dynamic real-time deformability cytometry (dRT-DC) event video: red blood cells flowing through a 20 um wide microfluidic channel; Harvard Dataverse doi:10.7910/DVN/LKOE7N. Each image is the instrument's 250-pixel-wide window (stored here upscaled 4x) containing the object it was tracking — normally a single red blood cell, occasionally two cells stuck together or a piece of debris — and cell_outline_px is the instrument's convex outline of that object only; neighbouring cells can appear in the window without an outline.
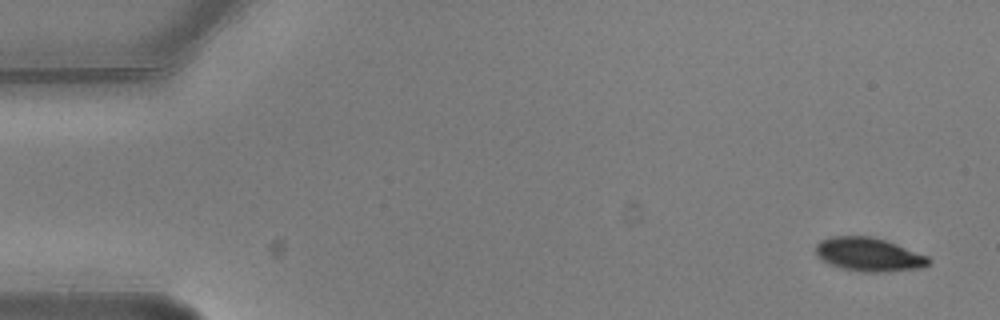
{"species": "common noctule bat (a hibernating species)", "species_latin": "Nyctalus noctula", "temperature_condition": "warm", "stored_images_in_passage": 5, "camera_frame_rate_fps": 3000, "um_per_image_px": 0.085, "animal": {"sex": "male", "body_mass_g": 20.5, "forearm_length_mm": 52.5}, "frame": {"image": 1, "passage_image": 1, "time_ms": 0.0, "image_size_px": [1000, 320], "cell_outline_px": [[932, 260], [928, 264], [920, 268], [888, 272], [860, 272], [840, 268], [816, 256], [816, 244], [820, 240], [832, 236], [872, 236], [896, 244], [928, 256]], "centroid_in_image_um": [73.85, 21.64], "position_along_channel_um": 11.2, "area_um2": 22.14}}
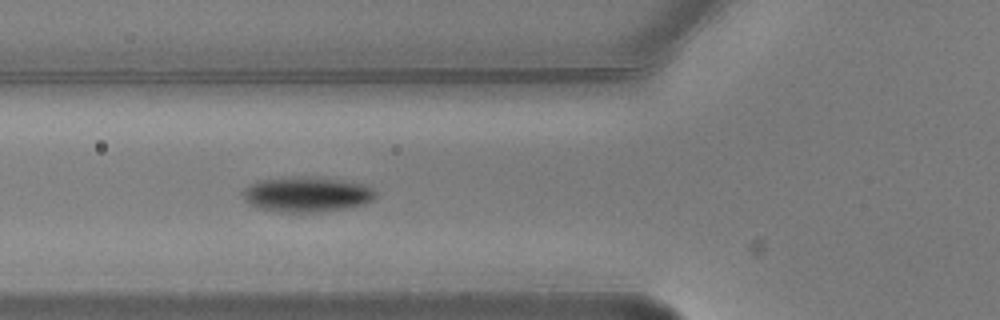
{"frame": {"image": 2, "passage_image": 5, "time_ms": 1.333, "image_size_px": [1000, 320], "cell_outline_px": [[376, 196], [372, 200], [364, 204], [344, 208], [312, 212], [280, 212], [260, 208], [248, 204], [244, 200], [244, 188], [260, 180], [344, 180], [364, 184], [372, 188], [376, 192]], "centroid_in_image_um": [26.11, 16.58], "position_along_channel_um": 99.7, "area_um2": 25.72}}